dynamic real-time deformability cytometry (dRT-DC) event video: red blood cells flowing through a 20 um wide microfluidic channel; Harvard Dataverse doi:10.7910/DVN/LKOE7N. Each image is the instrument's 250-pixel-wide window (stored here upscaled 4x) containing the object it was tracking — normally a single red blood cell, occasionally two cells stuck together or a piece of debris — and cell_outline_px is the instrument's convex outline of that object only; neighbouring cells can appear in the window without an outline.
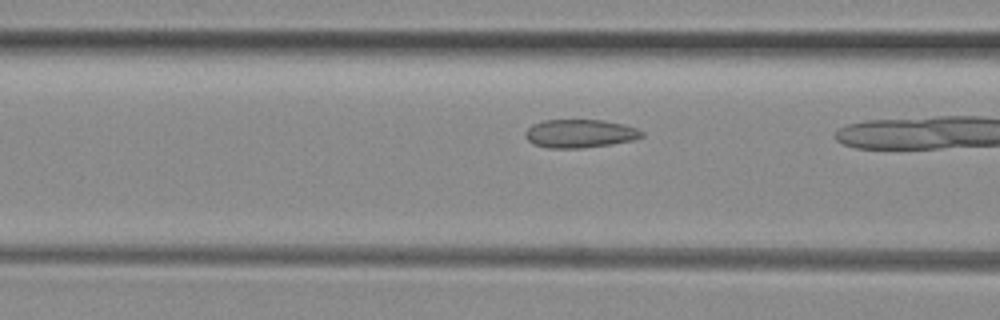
{"species": "common noctule bat (a hibernating species)", "species_latin": "Nyctalus noctula", "temperature_condition": "room temperature", "stored_images_in_passage": 4, "segment_of_instrument_passage": [2, 2], "camera_frame_rate_fps": 3000, "um_per_image_px": 0.085, "animal": {"sex": "female", "body_mass_g": 29.2, "forearm_length_mm": 56.3}, "frame": {"image": 1, "passage_image": 3, "time_ms": 0.667, "image_size_px": [1000, 320], "cell_outline_px": [[644, 136], [632, 140], [612, 144], [580, 148], [548, 148], [532, 144], [524, 136], [524, 132], [532, 124], [544, 120], [604, 120], [624, 124], [636, 128], [644, 132]], "centroid_in_image_um": [49.27, 11.35], "position_along_channel_um": 117.3, "area_um2": 19.36}}